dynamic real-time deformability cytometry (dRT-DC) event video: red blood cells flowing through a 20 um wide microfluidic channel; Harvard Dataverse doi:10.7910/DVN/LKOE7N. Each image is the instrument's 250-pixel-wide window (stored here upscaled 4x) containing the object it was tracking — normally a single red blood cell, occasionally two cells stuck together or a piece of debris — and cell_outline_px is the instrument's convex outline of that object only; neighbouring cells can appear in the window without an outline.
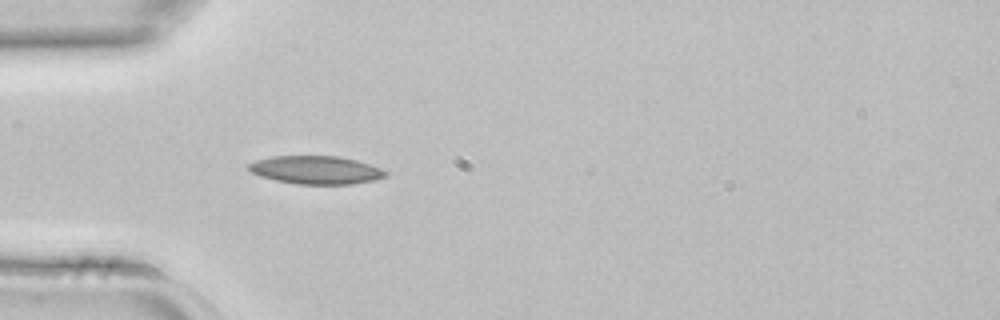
{"species": "common noctule bat (a hibernating species)", "species_latin": "Nyctalus noctula", "temperature_condition": "room temperature", "stored_images_in_passage": 2, "segment_of_instrument_passage": [1, 2], "camera_frame_rate_fps": 3000, "um_per_image_px": 0.085, "animal": {"sex": "female", "body_mass_g": 22.7, "forearm_length_mm": 54.2}, "frame": {"image": 1, "passage_image": 1, "time_ms": 0.0, "image_size_px": [1000, 320], "cell_outline_px": [[388, 176], [376, 180], [352, 184], [296, 184], [276, 180], [260, 176], [252, 172], [248, 168], [248, 164], [256, 160], [272, 156], [340, 156], [356, 160], [380, 168], [388, 172]], "centroid_in_image_um": [26.88, 14.45], "position_along_channel_um": 58.1, "area_um2": 22.48}}